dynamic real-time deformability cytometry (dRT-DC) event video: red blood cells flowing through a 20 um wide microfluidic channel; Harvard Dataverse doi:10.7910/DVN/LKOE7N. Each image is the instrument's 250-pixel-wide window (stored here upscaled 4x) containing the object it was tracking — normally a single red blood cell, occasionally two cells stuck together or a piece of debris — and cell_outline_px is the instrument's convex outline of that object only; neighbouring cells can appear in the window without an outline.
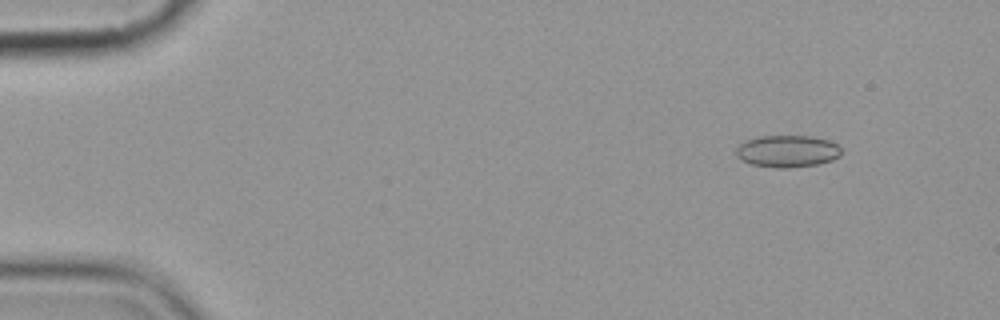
{"species": "common noctule bat (a hibernating species)", "species_latin": "Nyctalus noctula", "temperature_condition": "cold", "stored_images_in_passage": 4, "camera_frame_rate_fps": 3000, "um_per_image_px": 0.085, "animal": {"sex": "female", "body_mass_g": 19.9}, "frame": {"image": 1, "passage_image": 1, "time_ms": 0.0, "image_size_px": [1000, 320], "cell_outline_px": [[840, 156], [832, 160], [816, 164], [788, 168], [776, 168], [752, 164], [736, 156], [736, 148], [744, 140], [760, 136], [812, 136], [828, 140], [836, 144], [840, 148]], "centroid_in_image_um": [66.91, 12.84], "position_along_channel_um": 18.1, "area_um2": 19.54}}
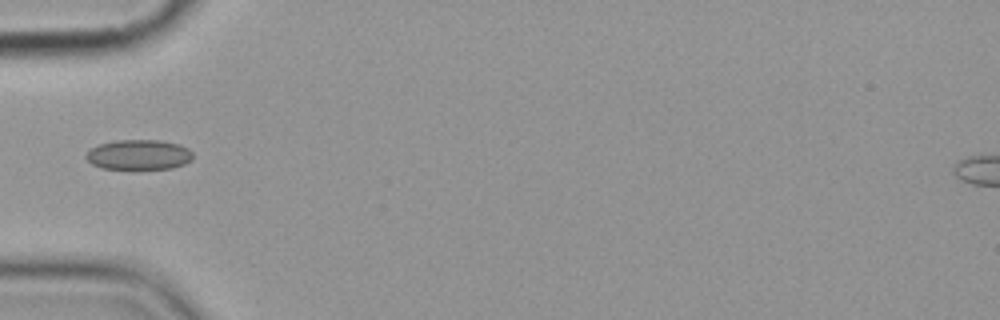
{"frame": {"image": 2, "passage_image": 4, "time_ms": 4.333, "image_size_px": [1000, 320], "cell_outline_px": [[192, 160], [184, 164], [172, 168], [136, 172], [132, 172], [100, 168], [92, 164], [84, 156], [92, 148], [100, 144], [116, 140], [160, 140], [180, 144], [188, 148], [192, 152]], "centroid_in_image_um": [11.8, 13.21], "position_along_channel_um": 73.2, "area_um2": 19.65}}